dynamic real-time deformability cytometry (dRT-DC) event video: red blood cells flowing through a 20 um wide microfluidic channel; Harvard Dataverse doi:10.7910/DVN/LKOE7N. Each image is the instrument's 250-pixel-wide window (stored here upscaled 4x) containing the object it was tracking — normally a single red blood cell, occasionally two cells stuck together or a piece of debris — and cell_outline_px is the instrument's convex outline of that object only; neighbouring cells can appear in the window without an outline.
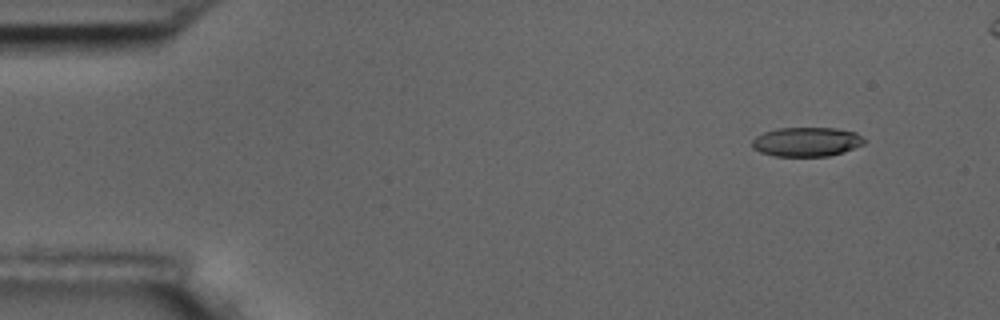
{"species": "common noctule bat (a hibernating species)", "species_latin": "Nyctalus noctula", "temperature_condition": "room temperature", "stored_images_in_passage": 5, "camera_frame_rate_fps": 3000, "um_per_image_px": 0.085, "animal": {"sex": "male", "body_mass_g": 17.5, "forearm_length_mm": 52.3}, "frame": {"image": 1, "passage_image": 1, "time_ms": 0.0, "image_size_px": [1000, 320], "cell_outline_px": [[864, 144], [844, 152], [828, 156], [772, 156], [760, 152], [752, 148], [752, 140], [756, 136], [764, 132], [780, 128], [836, 128], [856, 132], [864, 140]], "centroid_in_image_um": [68.54, 12.06], "position_along_channel_um": 16.5, "area_um2": 19.13}}